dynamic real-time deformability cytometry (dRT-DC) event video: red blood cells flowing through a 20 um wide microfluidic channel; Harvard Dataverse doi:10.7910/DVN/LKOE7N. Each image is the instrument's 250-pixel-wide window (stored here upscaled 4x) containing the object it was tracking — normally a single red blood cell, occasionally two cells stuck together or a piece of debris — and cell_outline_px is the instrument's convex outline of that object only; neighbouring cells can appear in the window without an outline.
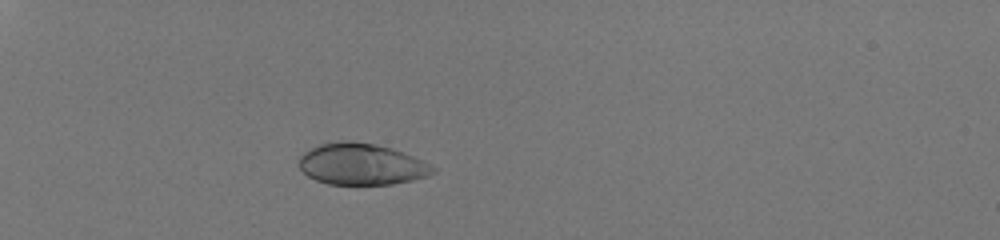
{"species": "human", "species_latin": "Homo sapiens", "temperature_condition": "room temperature", "stored_images_in_passage": 34, "camera_frame_rate_fps": 3000, "um_per_image_px": 0.085, "donor": {"sex": "male"}, "frame": {"image": 1, "passage_image": 1, "time_ms": 0.0, "image_size_px": [1000, 240], "cell_outline_px": [[436, 172], [428, 176], [412, 180], [392, 184], [328, 184], [316, 180], [308, 176], [300, 168], [300, 156], [308, 148], [320, 144], [344, 140], [352, 140], [376, 144], [392, 148], [412, 156], [436, 168]], "centroid_in_image_um": [30.71, 13.95], "position_along_channel_um": 54.3, "area_um2": 32.31}}
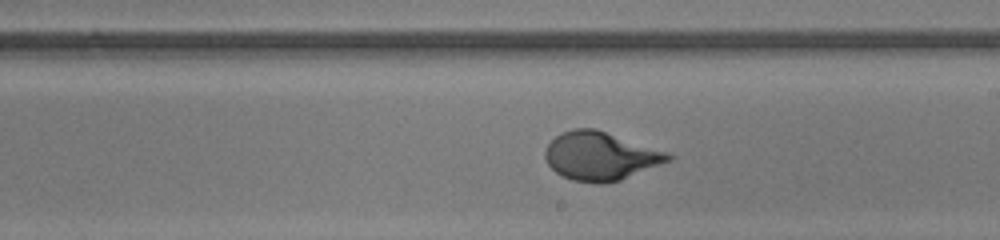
{"frame": {"image": 2, "passage_image": 18, "time_ms": 5.667, "image_size_px": [1000, 240], "cell_outline_px": [[676, 156], [672, 160], [620, 180], [604, 184], [600, 184], [572, 180], [556, 172], [548, 164], [544, 156], [544, 152], [548, 144], [556, 136], [572, 128], [596, 128], [668, 152]], "centroid_in_image_um": [51.06, 13.26], "position_along_channel_um": 237.9, "area_um2": 34.74}}
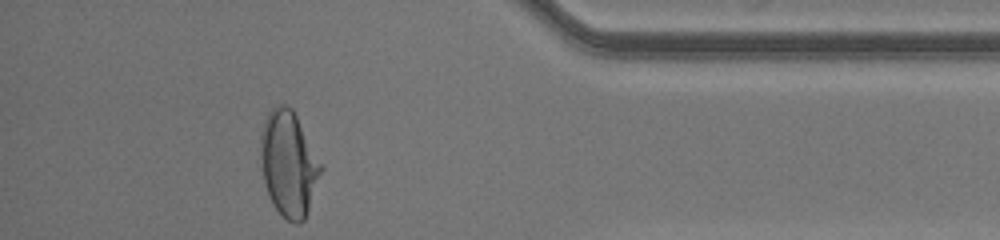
{"frame": {"image": 3, "passage_image": 32, "time_ms": 10.333, "image_size_px": [1000, 240], "cell_outline_px": [[324, 168], [304, 220], [300, 224], [296, 224], [288, 220], [272, 204], [264, 180], [260, 152], [260, 132], [264, 120], [268, 112], [276, 104], [284, 104], [292, 108], [324, 164]], "centroid_in_image_um": [24.56, 13.87], "position_along_channel_um": 410.6, "area_um2": 37.34}, "authors_computed_cell_mechanics": {"area_um2": 34.1598, "velocity_mm_per_s": 4.1049, "shape_relaxation_time_tau1_ms": 3.4202, "shape_relaxation_time_tau2_ms": null, "deformation_change_tau1": 0.184, "deformation_change_tau2": null}}